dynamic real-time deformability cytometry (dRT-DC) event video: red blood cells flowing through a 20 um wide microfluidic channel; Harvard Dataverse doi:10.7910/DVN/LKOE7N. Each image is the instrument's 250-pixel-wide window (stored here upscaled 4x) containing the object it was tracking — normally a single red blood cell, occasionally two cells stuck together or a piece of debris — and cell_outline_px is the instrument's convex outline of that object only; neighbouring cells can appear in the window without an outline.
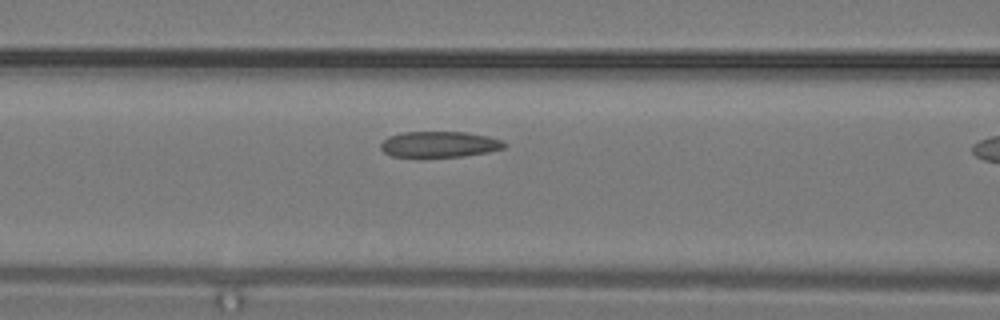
{"species": "common noctule bat (a hibernating species)", "species_latin": "Nyctalus noctula", "temperature_condition": "warm", "stored_images_in_passage": 8, "camera_frame_rate_fps": 3000, "um_per_image_px": 0.085, "animal": {"sex": "male", "body_mass_g": 19.2, "forearm_length_mm": 51.8}, "frame": {"image": 1, "passage_image": 7, "time_ms": 2.0, "image_size_px": [1000, 320], "cell_outline_px": [[508, 144], [504, 148], [488, 152], [464, 156], [392, 156], [384, 152], [380, 148], [380, 144], [388, 136], [404, 132], [464, 132], [488, 136], [504, 140]], "centroid_in_image_um": [37.39, 12.25], "position_along_channel_um": 129.2, "area_um2": 18.55}}